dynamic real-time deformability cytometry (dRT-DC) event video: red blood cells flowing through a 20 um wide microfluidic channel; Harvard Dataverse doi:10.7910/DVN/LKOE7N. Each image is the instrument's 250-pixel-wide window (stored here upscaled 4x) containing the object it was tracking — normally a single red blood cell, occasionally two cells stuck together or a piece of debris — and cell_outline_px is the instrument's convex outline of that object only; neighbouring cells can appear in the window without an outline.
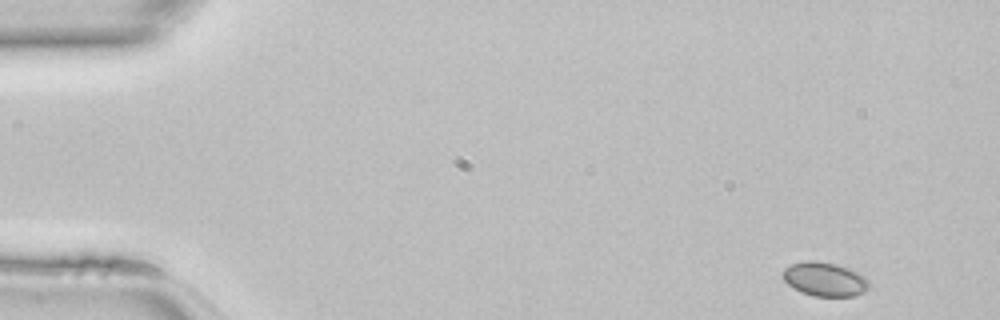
{"species": "common noctule bat (a hibernating species)", "species_latin": "Nyctalus noctula", "temperature_condition": "room temperature", "stored_images_in_passage": 44, "camera_frame_rate_fps": 3000, "um_per_image_px": 0.085, "animal": {"sex": "female", "body_mass_g": 22.7, "forearm_length_mm": 54.2}, "frame": {"image": 1, "passage_image": 1, "time_ms": 0.0, "image_size_px": [1000, 320], "cell_outline_px": [[868, 288], [864, 292], [852, 296], [812, 296], [800, 292], [788, 284], [780, 276], [780, 272], [784, 268], [792, 264], [804, 260], [816, 260], [836, 264], [848, 268], [864, 276], [868, 280]], "centroid_in_image_um": [70.04, 23.72], "position_along_channel_um": 15.0, "area_um2": 17.22}}
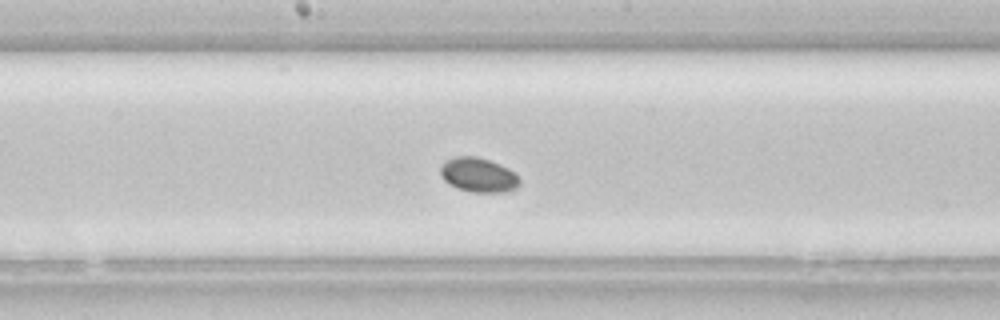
{"frame": {"image": 2, "passage_image": 22, "time_ms": 7.0, "image_size_px": [1000, 320], "cell_outline_px": [[520, 184], [516, 188], [504, 192], [472, 192], [456, 188], [448, 184], [440, 176], [440, 168], [448, 160], [456, 156], [476, 156], [488, 160], [508, 168], [520, 176]], "centroid_in_image_um": [40.67, 14.89], "position_along_channel_um": 207.5, "area_um2": 15.9}}
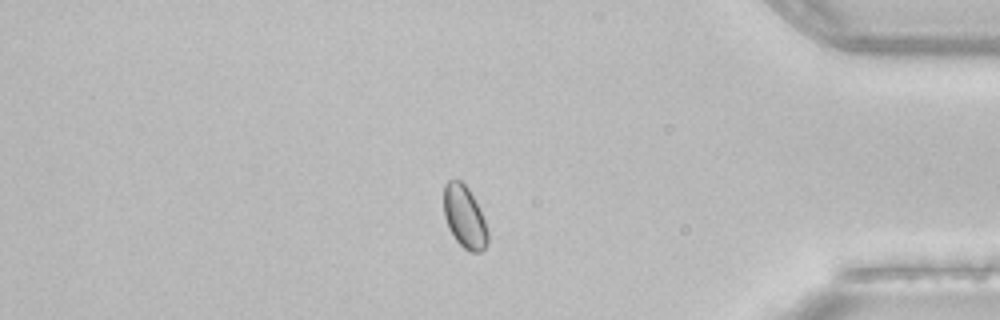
{"frame": {"image": 3, "passage_image": 37, "time_ms": 12.0, "image_size_px": [1000, 320], "cell_outline_px": [[488, 244], [480, 252], [472, 252], [464, 248], [456, 240], [448, 228], [444, 216], [444, 184], [448, 180], [460, 180], [468, 188], [484, 220], [488, 232]], "centroid_in_image_um": [39.46, 18.45], "position_along_channel_um": 395.7, "area_um2": 15.78}}